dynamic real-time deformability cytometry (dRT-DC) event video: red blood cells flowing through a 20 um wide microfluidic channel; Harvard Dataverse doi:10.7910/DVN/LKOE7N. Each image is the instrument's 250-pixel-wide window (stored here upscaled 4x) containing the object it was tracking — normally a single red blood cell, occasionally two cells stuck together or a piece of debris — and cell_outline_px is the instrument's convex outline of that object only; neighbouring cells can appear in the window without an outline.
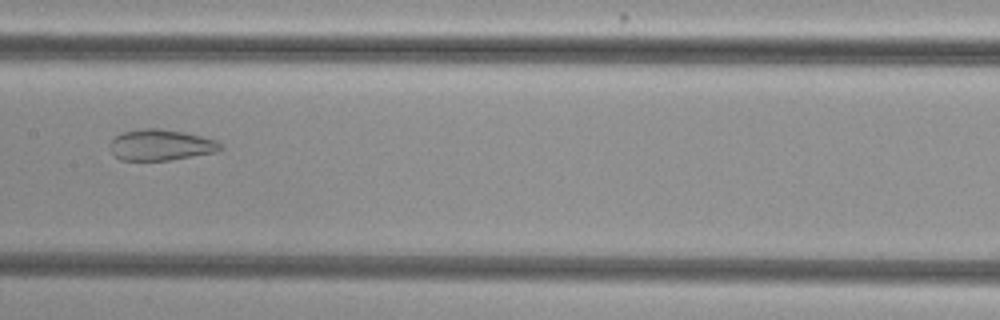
{"species": "common noctule bat (a hibernating species)", "species_latin": "Nyctalus noctula", "temperature_condition": "cold", "stored_images_in_passage": 54, "camera_frame_rate_fps": 3000, "um_per_image_px": 0.085, "animal": {"sex": "female", "body_mass_g": 29.2, "forearm_length_mm": 56.3}, "frame": {"image": 1, "passage_image": 28, "time_ms": 9.0, "image_size_px": [1000, 320], "cell_outline_px": [[224, 148], [216, 152], [168, 160], [120, 160], [112, 152], [112, 140], [120, 132], [144, 128], [160, 128], [184, 132], [216, 140]], "centroid_in_image_um": [13.68, 12.31], "position_along_channel_um": 193.7, "area_um2": 19.77}}
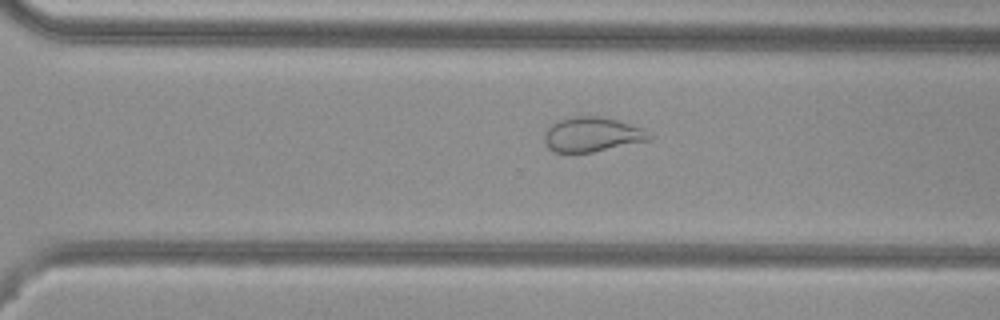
{"frame": {"image": 2, "passage_image": 38, "time_ms": 12.333, "image_size_px": [1000, 320], "cell_outline_px": [[652, 136], [648, 140], [592, 152], [552, 152], [548, 148], [544, 140], [544, 132], [556, 120], [572, 116], [596, 116], [616, 120], [640, 128]], "centroid_in_image_um": [50.23, 11.43], "position_along_channel_um": 320.4, "area_um2": 20.81}}
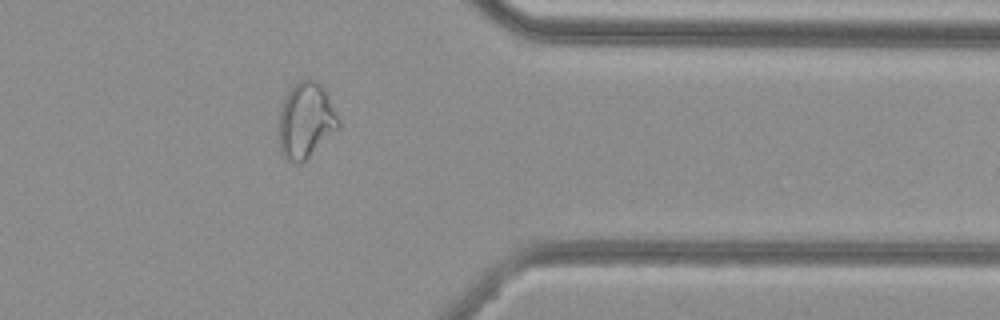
{"frame": {"image": 3, "passage_image": 44, "time_ms": 14.333, "image_size_px": [1000, 320], "cell_outline_px": [[340, 128], [300, 164], [296, 164], [284, 160], [280, 152], [280, 108], [288, 92], [300, 80], [308, 76], [316, 80], [324, 88], [340, 120]], "centroid_in_image_um": [26.01, 10.25], "position_along_channel_um": 385.4, "area_um2": 26.36}, "authors_computed_cell_mechanics": {"area_um2": 28.7266, "velocity_mm_per_s": 3.8091, "shape_relaxation_time_tau1_ms": null, "shape_relaxation_time_tau2_ms": 1.6373, "deformation_change_tau1": null, "deformation_change_tau2": 0.0881}}